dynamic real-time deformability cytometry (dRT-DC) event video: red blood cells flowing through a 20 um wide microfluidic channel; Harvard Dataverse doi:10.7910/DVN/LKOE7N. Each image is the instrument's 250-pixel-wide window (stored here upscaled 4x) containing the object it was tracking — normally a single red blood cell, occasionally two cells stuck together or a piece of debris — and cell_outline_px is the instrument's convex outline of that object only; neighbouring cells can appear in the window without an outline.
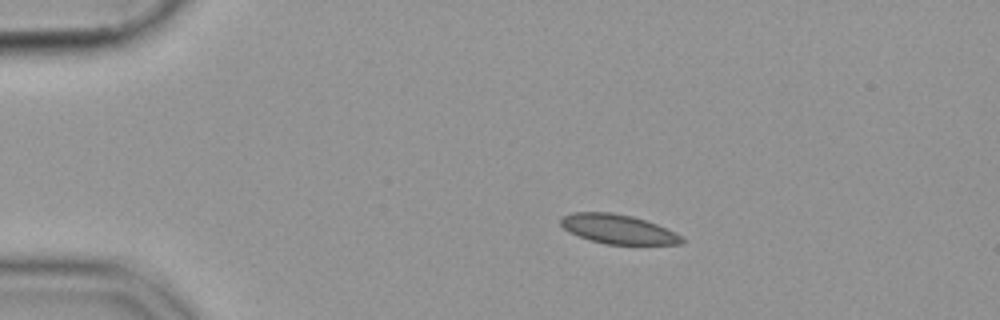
{"species": "common noctule bat (a hibernating species)", "species_latin": "Nyctalus noctula", "temperature_condition": "cold", "stored_images_in_passage": 45, "camera_frame_rate_fps": 3000, "um_per_image_px": 0.085, "animal": {"sex": "female", "body_mass_g": 19.9}, "frame": {"image": 1, "passage_image": 1, "time_ms": 0.0, "image_size_px": [1000, 320], "cell_outline_px": [[688, 240], [684, 244], [604, 244], [588, 240], [564, 228], [560, 224], [560, 220], [564, 216], [572, 212], [612, 212], [632, 216], [668, 228], [684, 236]], "centroid_in_image_um": [52.61, 19.48], "position_along_channel_um": 32.4, "area_um2": 20.81}}
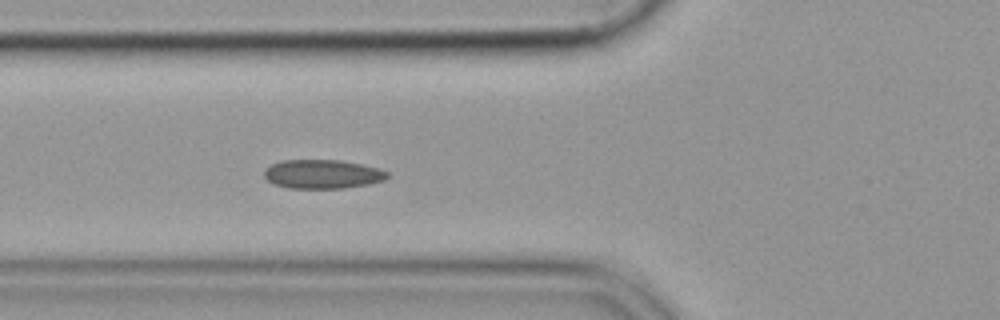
{"frame": {"image": 2, "passage_image": 11, "time_ms": 3.333, "image_size_px": [1000, 320], "cell_outline_px": [[388, 176], [384, 180], [368, 184], [344, 188], [288, 188], [272, 184], [264, 176], [264, 168], [280, 160], [340, 160], [364, 164], [380, 168], [388, 172]], "centroid_in_image_um": [27.4, 14.79], "position_along_channel_um": 98.4, "area_um2": 20.98}}
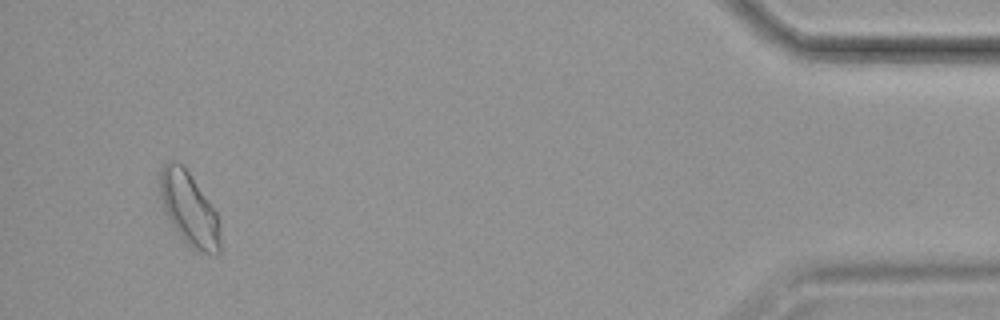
{"frame": {"image": 3, "passage_image": 43, "time_ms": 14.0, "image_size_px": [1000, 320], "cell_outline_px": [[220, 252], [216, 256], [212, 256], [192, 248], [180, 236], [172, 224], [160, 200], [160, 172], [164, 164], [168, 160], [176, 160], [184, 164], [216, 212], [220, 224]], "centroid_in_image_um": [16.09, 17.75], "position_along_channel_um": 419.1, "area_um2": 25.89}}